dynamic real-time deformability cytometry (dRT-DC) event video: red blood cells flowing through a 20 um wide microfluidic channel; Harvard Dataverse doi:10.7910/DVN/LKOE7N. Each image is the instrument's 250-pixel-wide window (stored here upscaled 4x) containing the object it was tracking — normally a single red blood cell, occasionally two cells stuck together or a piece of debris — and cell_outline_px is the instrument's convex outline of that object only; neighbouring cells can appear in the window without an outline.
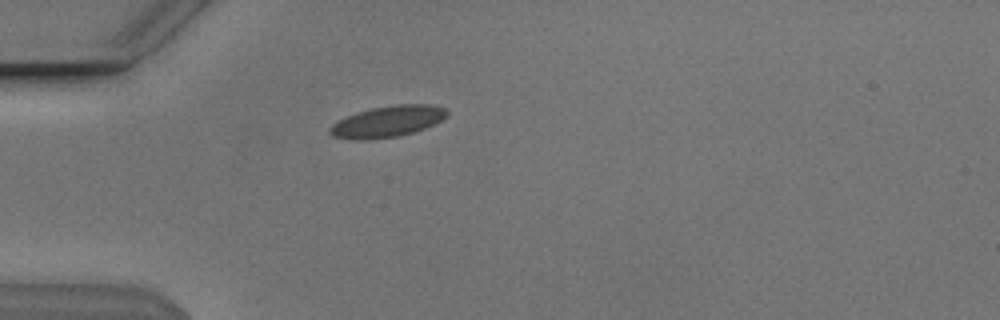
{"species": "Egyptian fruit bat (a non-hibernating species)", "species_latin": "Rousettus aegyptiacus", "temperature_condition": "cold", "stored_images_in_passage": 33, "camera_frame_rate_fps": 3000, "um_per_image_px": 0.085, "animal": {"sex": "male"}, "frame": {"image": 1, "passage_image": 1, "time_ms": 0.0, "image_size_px": [1000, 320], "cell_outline_px": [[448, 116], [424, 128], [400, 136], [364, 140], [360, 140], [332, 136], [328, 132], [328, 128], [332, 124], [356, 112], [372, 108], [396, 104], [432, 104], [444, 108], [448, 112]], "centroid_in_image_um": [32.93, 10.32], "position_along_channel_um": 52.1, "area_um2": 21.15}}
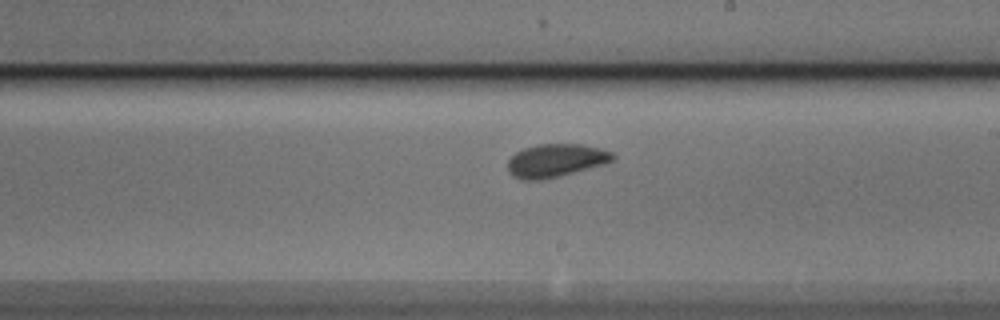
{"frame": {"image": 2, "passage_image": 17, "time_ms": 5.333, "image_size_px": [1000, 320], "cell_outline_px": [[616, 156], [612, 160], [604, 164], [560, 176], [544, 180], [520, 180], [512, 176], [508, 172], [508, 160], [516, 152], [524, 148], [540, 144], [584, 144], [600, 148], [612, 152]], "centroid_in_image_um": [47.22, 13.65], "position_along_channel_um": 241.8, "area_um2": 20.4}}
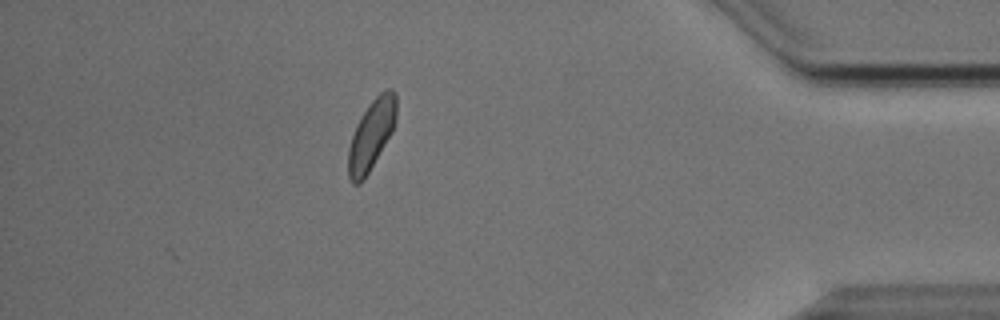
{"frame": {"image": 3, "passage_image": 33, "time_ms": 10.667, "image_size_px": [1000, 320], "cell_outline_px": [[396, 124], [392, 132], [364, 180], [360, 184], [352, 184], [348, 176], [348, 148], [356, 124], [360, 116], [372, 100], [380, 92], [388, 88], [392, 88], [396, 92]], "centroid_in_image_um": [31.57, 11.45], "position_along_channel_um": 403.6, "area_um2": 19.77}, "authors_computed_cell_mechanics": {"area_um2": 19.7676, "velocity_mm_per_s": 3.8046, "shape_relaxation_time_tau1_ms": 3.3399, "shape_relaxation_time_tau2_ms": 1.4263, "deformation_change_tau1": 0.0774, "deformation_change_tau2": 0.0527}}